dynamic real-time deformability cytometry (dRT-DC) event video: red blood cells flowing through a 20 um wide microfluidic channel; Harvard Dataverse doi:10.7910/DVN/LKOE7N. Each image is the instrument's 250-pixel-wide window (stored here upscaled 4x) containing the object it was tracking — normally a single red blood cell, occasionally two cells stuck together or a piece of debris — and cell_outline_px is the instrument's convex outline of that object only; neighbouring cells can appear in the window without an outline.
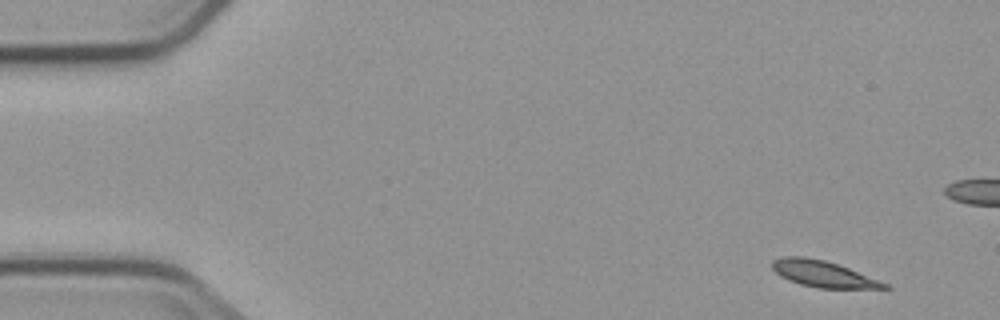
{"species": "common noctule bat (a hibernating species)", "species_latin": "Nyctalus noctula", "temperature_condition": "cold", "stored_images_in_passage": 9, "segment_of_instrument_passage": [1, 2], "camera_frame_rate_fps": 3000, "um_per_image_px": 0.085, "animal": {"sex": "male", "body_mass_g": 23.1, "forearm_length_mm": 52.7}, "frame": {"image": 1, "passage_image": 1, "time_ms": 0.0, "image_size_px": [1000, 320], "cell_outline_px": [[892, 288], [816, 288], [800, 284], [788, 280], [780, 276], [772, 268], [772, 260], [784, 256], [804, 256], [824, 260], [848, 268], [880, 280], [888, 284]], "centroid_in_image_um": [69.94, 23.28], "position_along_channel_um": 15.1, "area_um2": 17.11}}
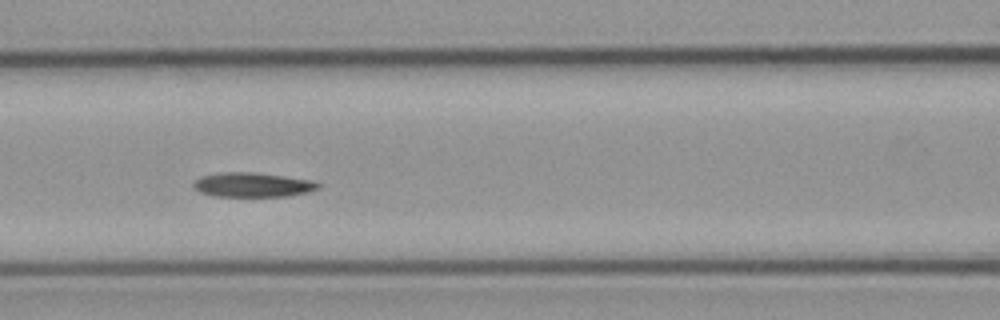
{"frame": {"image": 2, "passage_image": 7, "time_ms": 6.667, "image_size_px": [1000, 320], "cell_outline_px": [[320, 188], [308, 192], [288, 196], [216, 196], [200, 192], [192, 188], [192, 184], [200, 176], [220, 172], [256, 172], [316, 180], [320, 184]], "centroid_in_image_um": [21.5, 15.69], "position_along_channel_um": 145.1, "area_um2": 18.03}}
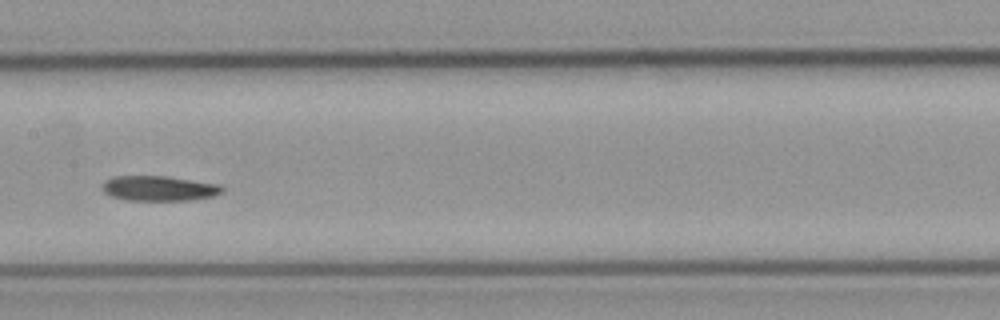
{"frame": {"image": 3, "passage_image": 8, "time_ms": 8.0, "image_size_px": [1000, 320], "cell_outline_px": [[224, 192], [216, 196], [192, 200], [124, 200], [112, 196], [104, 192], [100, 188], [104, 180], [112, 176], [168, 176], [220, 184], [224, 188]], "centroid_in_image_um": [13.53, 16.01], "position_along_channel_um": 193.9, "area_um2": 17.86}}